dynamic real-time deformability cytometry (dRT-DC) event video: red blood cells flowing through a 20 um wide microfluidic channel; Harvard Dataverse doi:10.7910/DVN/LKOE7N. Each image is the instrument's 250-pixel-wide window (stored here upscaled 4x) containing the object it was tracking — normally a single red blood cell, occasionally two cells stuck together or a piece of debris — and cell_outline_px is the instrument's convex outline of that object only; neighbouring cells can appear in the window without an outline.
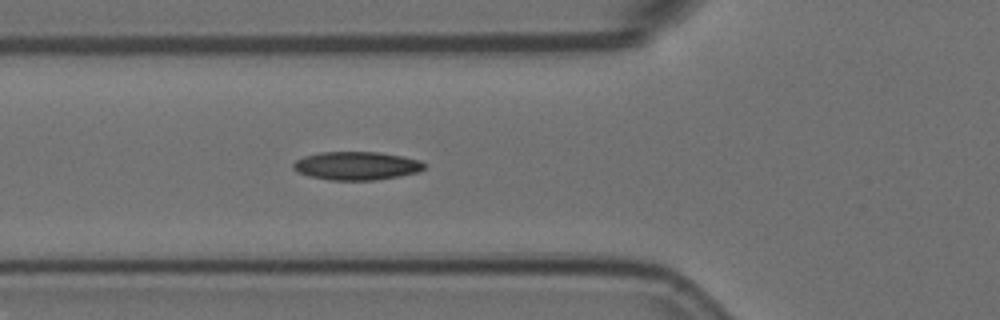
{"species": "Egyptian fruit bat (a non-hibernating species)", "species_latin": "Rousettus aegyptiacus", "temperature_condition": "room temperature", "stored_images_in_passage": 5, "camera_frame_rate_fps": 3000, "um_per_image_px": 0.085, "animal": {"sex": "female"}, "frame": {"image": 1, "passage_image": 5, "time_ms": 1.333, "image_size_px": [1000, 320], "cell_outline_px": [[428, 164], [420, 172], [400, 176], [376, 180], [328, 180], [308, 176], [296, 172], [292, 168], [292, 164], [296, 160], [304, 156], [320, 152], [380, 152], [404, 156], [420, 160]], "centroid_in_image_um": [30.32, 14.09], "position_along_channel_um": 95.5, "area_um2": 22.02}}